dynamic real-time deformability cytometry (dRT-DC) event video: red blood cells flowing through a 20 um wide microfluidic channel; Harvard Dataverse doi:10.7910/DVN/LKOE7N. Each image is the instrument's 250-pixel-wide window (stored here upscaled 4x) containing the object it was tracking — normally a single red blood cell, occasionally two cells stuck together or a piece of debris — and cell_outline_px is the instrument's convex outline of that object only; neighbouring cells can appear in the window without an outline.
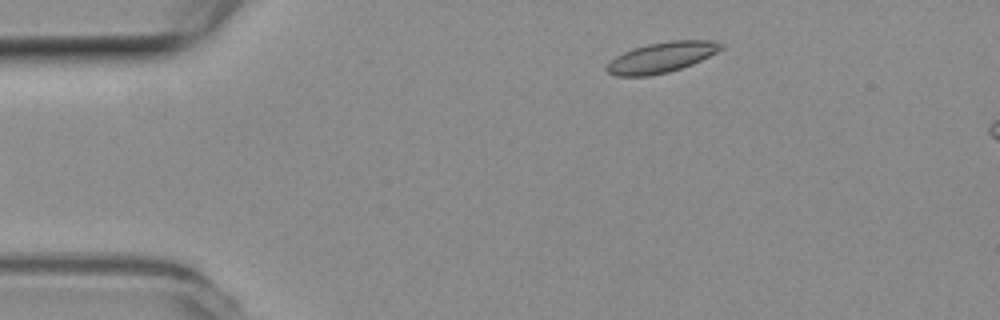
{"species": "common noctule bat (a hibernating species)", "species_latin": "Nyctalus noctula", "temperature_condition": "room temperature", "stored_images_in_passage": 3, "camera_frame_rate_fps": 3000, "um_per_image_px": 0.085, "animal": {"sex": "female", "body_mass_g": 19.3, "forearm_length_mm": 54.1}, "frame": {"image": 1, "passage_image": 3, "time_ms": 0.667, "image_size_px": [1000, 320], "cell_outline_px": [[724, 48], [692, 64], [668, 72], [648, 76], [616, 76], [608, 72], [604, 68], [616, 56], [632, 48], [648, 44], [668, 40], [712, 40], [724, 44]], "centroid_in_image_um": [56.23, 4.86], "position_along_channel_um": 28.8, "area_um2": 20.17}}